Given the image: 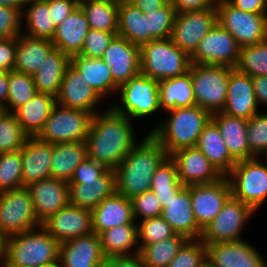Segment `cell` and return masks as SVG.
I'll list each match as a JSON object with an SVG mask.
<instances>
[{"instance_id":"obj_42","label":"cell","mask_w":267,"mask_h":267,"mask_svg":"<svg viewBox=\"0 0 267 267\" xmlns=\"http://www.w3.org/2000/svg\"><path fill=\"white\" fill-rule=\"evenodd\" d=\"M188 239L182 234H175L158 243L145 245L140 255L145 267H167Z\"/></svg>"},{"instance_id":"obj_53","label":"cell","mask_w":267,"mask_h":267,"mask_svg":"<svg viewBox=\"0 0 267 267\" xmlns=\"http://www.w3.org/2000/svg\"><path fill=\"white\" fill-rule=\"evenodd\" d=\"M23 22L19 10L0 6V39L18 37L23 32Z\"/></svg>"},{"instance_id":"obj_66","label":"cell","mask_w":267,"mask_h":267,"mask_svg":"<svg viewBox=\"0 0 267 267\" xmlns=\"http://www.w3.org/2000/svg\"><path fill=\"white\" fill-rule=\"evenodd\" d=\"M263 154L265 155L264 156L266 158L265 159V164L267 165V148L262 153H260V155L258 157L262 156Z\"/></svg>"},{"instance_id":"obj_28","label":"cell","mask_w":267,"mask_h":267,"mask_svg":"<svg viewBox=\"0 0 267 267\" xmlns=\"http://www.w3.org/2000/svg\"><path fill=\"white\" fill-rule=\"evenodd\" d=\"M88 31L89 26L86 15L81 7L78 6L56 28L51 41L56 49L61 50L71 58L81 53Z\"/></svg>"},{"instance_id":"obj_7","label":"cell","mask_w":267,"mask_h":267,"mask_svg":"<svg viewBox=\"0 0 267 267\" xmlns=\"http://www.w3.org/2000/svg\"><path fill=\"white\" fill-rule=\"evenodd\" d=\"M227 178L232 196L255 212L267 200V165L260 157L237 161Z\"/></svg>"},{"instance_id":"obj_40","label":"cell","mask_w":267,"mask_h":267,"mask_svg":"<svg viewBox=\"0 0 267 267\" xmlns=\"http://www.w3.org/2000/svg\"><path fill=\"white\" fill-rule=\"evenodd\" d=\"M117 35L138 46L147 43V17L134 4L119 5Z\"/></svg>"},{"instance_id":"obj_35","label":"cell","mask_w":267,"mask_h":267,"mask_svg":"<svg viewBox=\"0 0 267 267\" xmlns=\"http://www.w3.org/2000/svg\"><path fill=\"white\" fill-rule=\"evenodd\" d=\"M87 157L85 141L53 144L51 178L69 182L76 167Z\"/></svg>"},{"instance_id":"obj_50","label":"cell","mask_w":267,"mask_h":267,"mask_svg":"<svg viewBox=\"0 0 267 267\" xmlns=\"http://www.w3.org/2000/svg\"><path fill=\"white\" fill-rule=\"evenodd\" d=\"M247 140L250 152L255 157L267 148V112H258L248 120Z\"/></svg>"},{"instance_id":"obj_9","label":"cell","mask_w":267,"mask_h":267,"mask_svg":"<svg viewBox=\"0 0 267 267\" xmlns=\"http://www.w3.org/2000/svg\"><path fill=\"white\" fill-rule=\"evenodd\" d=\"M41 226L26 187L0 192V239Z\"/></svg>"},{"instance_id":"obj_45","label":"cell","mask_w":267,"mask_h":267,"mask_svg":"<svg viewBox=\"0 0 267 267\" xmlns=\"http://www.w3.org/2000/svg\"><path fill=\"white\" fill-rule=\"evenodd\" d=\"M144 15L147 17V43L171 37L176 10L170 0L160 9L149 11Z\"/></svg>"},{"instance_id":"obj_33","label":"cell","mask_w":267,"mask_h":267,"mask_svg":"<svg viewBox=\"0 0 267 267\" xmlns=\"http://www.w3.org/2000/svg\"><path fill=\"white\" fill-rule=\"evenodd\" d=\"M195 147L223 176H227L237 162L230 155L218 126L212 120L202 130Z\"/></svg>"},{"instance_id":"obj_56","label":"cell","mask_w":267,"mask_h":267,"mask_svg":"<svg viewBox=\"0 0 267 267\" xmlns=\"http://www.w3.org/2000/svg\"><path fill=\"white\" fill-rule=\"evenodd\" d=\"M48 6L57 28L79 6V0H48Z\"/></svg>"},{"instance_id":"obj_8","label":"cell","mask_w":267,"mask_h":267,"mask_svg":"<svg viewBox=\"0 0 267 267\" xmlns=\"http://www.w3.org/2000/svg\"><path fill=\"white\" fill-rule=\"evenodd\" d=\"M158 83L139 72L119 87L120 103L110 106L130 120L150 116L160 110Z\"/></svg>"},{"instance_id":"obj_57","label":"cell","mask_w":267,"mask_h":267,"mask_svg":"<svg viewBox=\"0 0 267 267\" xmlns=\"http://www.w3.org/2000/svg\"><path fill=\"white\" fill-rule=\"evenodd\" d=\"M102 267H145L142 256L135 254L131 256H112L105 259Z\"/></svg>"},{"instance_id":"obj_41","label":"cell","mask_w":267,"mask_h":267,"mask_svg":"<svg viewBox=\"0 0 267 267\" xmlns=\"http://www.w3.org/2000/svg\"><path fill=\"white\" fill-rule=\"evenodd\" d=\"M184 187L178 178L176 163L170 156H167L157 167L152 177L150 190L156 194L164 208V203L176 196Z\"/></svg>"},{"instance_id":"obj_4","label":"cell","mask_w":267,"mask_h":267,"mask_svg":"<svg viewBox=\"0 0 267 267\" xmlns=\"http://www.w3.org/2000/svg\"><path fill=\"white\" fill-rule=\"evenodd\" d=\"M60 243L42 226L5 238L2 256L19 267H45L59 262Z\"/></svg>"},{"instance_id":"obj_20","label":"cell","mask_w":267,"mask_h":267,"mask_svg":"<svg viewBox=\"0 0 267 267\" xmlns=\"http://www.w3.org/2000/svg\"><path fill=\"white\" fill-rule=\"evenodd\" d=\"M170 157L177 165L178 178L184 186L214 183L223 177L196 147L179 149Z\"/></svg>"},{"instance_id":"obj_30","label":"cell","mask_w":267,"mask_h":267,"mask_svg":"<svg viewBox=\"0 0 267 267\" xmlns=\"http://www.w3.org/2000/svg\"><path fill=\"white\" fill-rule=\"evenodd\" d=\"M70 65L102 99L118 92L119 87L114 83L109 67L101 58L75 55L70 58Z\"/></svg>"},{"instance_id":"obj_17","label":"cell","mask_w":267,"mask_h":267,"mask_svg":"<svg viewBox=\"0 0 267 267\" xmlns=\"http://www.w3.org/2000/svg\"><path fill=\"white\" fill-rule=\"evenodd\" d=\"M41 226L59 243L93 232L91 211L71 204L53 214Z\"/></svg>"},{"instance_id":"obj_14","label":"cell","mask_w":267,"mask_h":267,"mask_svg":"<svg viewBox=\"0 0 267 267\" xmlns=\"http://www.w3.org/2000/svg\"><path fill=\"white\" fill-rule=\"evenodd\" d=\"M240 49L237 40L217 23L200 41L190 56V62L235 68Z\"/></svg>"},{"instance_id":"obj_43","label":"cell","mask_w":267,"mask_h":267,"mask_svg":"<svg viewBox=\"0 0 267 267\" xmlns=\"http://www.w3.org/2000/svg\"><path fill=\"white\" fill-rule=\"evenodd\" d=\"M8 82V97L4 107L6 112H13L38 93L31 75L13 70L8 72Z\"/></svg>"},{"instance_id":"obj_12","label":"cell","mask_w":267,"mask_h":267,"mask_svg":"<svg viewBox=\"0 0 267 267\" xmlns=\"http://www.w3.org/2000/svg\"><path fill=\"white\" fill-rule=\"evenodd\" d=\"M254 213L249 205L231 195L216 217L204 227L200 239L205 244L243 240V226Z\"/></svg>"},{"instance_id":"obj_67","label":"cell","mask_w":267,"mask_h":267,"mask_svg":"<svg viewBox=\"0 0 267 267\" xmlns=\"http://www.w3.org/2000/svg\"><path fill=\"white\" fill-rule=\"evenodd\" d=\"M45 267H62L60 262H57L55 264L49 265V266H45Z\"/></svg>"},{"instance_id":"obj_11","label":"cell","mask_w":267,"mask_h":267,"mask_svg":"<svg viewBox=\"0 0 267 267\" xmlns=\"http://www.w3.org/2000/svg\"><path fill=\"white\" fill-rule=\"evenodd\" d=\"M218 23L245 47L267 40V14H255L232 6L227 0H216Z\"/></svg>"},{"instance_id":"obj_63","label":"cell","mask_w":267,"mask_h":267,"mask_svg":"<svg viewBox=\"0 0 267 267\" xmlns=\"http://www.w3.org/2000/svg\"><path fill=\"white\" fill-rule=\"evenodd\" d=\"M30 0H0V6H7L19 10L21 13Z\"/></svg>"},{"instance_id":"obj_47","label":"cell","mask_w":267,"mask_h":267,"mask_svg":"<svg viewBox=\"0 0 267 267\" xmlns=\"http://www.w3.org/2000/svg\"><path fill=\"white\" fill-rule=\"evenodd\" d=\"M24 187L21 150L0 153V192Z\"/></svg>"},{"instance_id":"obj_69","label":"cell","mask_w":267,"mask_h":267,"mask_svg":"<svg viewBox=\"0 0 267 267\" xmlns=\"http://www.w3.org/2000/svg\"><path fill=\"white\" fill-rule=\"evenodd\" d=\"M2 255V240L0 239V256Z\"/></svg>"},{"instance_id":"obj_21","label":"cell","mask_w":267,"mask_h":267,"mask_svg":"<svg viewBox=\"0 0 267 267\" xmlns=\"http://www.w3.org/2000/svg\"><path fill=\"white\" fill-rule=\"evenodd\" d=\"M104 101L71 65L66 69L56 103L95 115L97 106ZM98 104V105H97Z\"/></svg>"},{"instance_id":"obj_54","label":"cell","mask_w":267,"mask_h":267,"mask_svg":"<svg viewBox=\"0 0 267 267\" xmlns=\"http://www.w3.org/2000/svg\"><path fill=\"white\" fill-rule=\"evenodd\" d=\"M107 170L108 168L105 165L97 163L93 159L86 157L84 161L76 167L68 184H82V181L98 179Z\"/></svg>"},{"instance_id":"obj_49","label":"cell","mask_w":267,"mask_h":267,"mask_svg":"<svg viewBox=\"0 0 267 267\" xmlns=\"http://www.w3.org/2000/svg\"><path fill=\"white\" fill-rule=\"evenodd\" d=\"M167 267H207V248L201 239H188Z\"/></svg>"},{"instance_id":"obj_1","label":"cell","mask_w":267,"mask_h":267,"mask_svg":"<svg viewBox=\"0 0 267 267\" xmlns=\"http://www.w3.org/2000/svg\"><path fill=\"white\" fill-rule=\"evenodd\" d=\"M93 115L86 136L87 157L115 169L138 143L133 121L111 106Z\"/></svg>"},{"instance_id":"obj_68","label":"cell","mask_w":267,"mask_h":267,"mask_svg":"<svg viewBox=\"0 0 267 267\" xmlns=\"http://www.w3.org/2000/svg\"><path fill=\"white\" fill-rule=\"evenodd\" d=\"M6 112V109L3 106H0V117Z\"/></svg>"},{"instance_id":"obj_38","label":"cell","mask_w":267,"mask_h":267,"mask_svg":"<svg viewBox=\"0 0 267 267\" xmlns=\"http://www.w3.org/2000/svg\"><path fill=\"white\" fill-rule=\"evenodd\" d=\"M24 19L26 23L22 26L24 25L27 31L22 30L24 31L22 34L50 40L54 37L56 27L49 10L48 0H30L22 13V20Z\"/></svg>"},{"instance_id":"obj_36","label":"cell","mask_w":267,"mask_h":267,"mask_svg":"<svg viewBox=\"0 0 267 267\" xmlns=\"http://www.w3.org/2000/svg\"><path fill=\"white\" fill-rule=\"evenodd\" d=\"M159 104L162 110L192 107L196 105L190 72L159 81Z\"/></svg>"},{"instance_id":"obj_44","label":"cell","mask_w":267,"mask_h":267,"mask_svg":"<svg viewBox=\"0 0 267 267\" xmlns=\"http://www.w3.org/2000/svg\"><path fill=\"white\" fill-rule=\"evenodd\" d=\"M235 69L251 77L267 76V40L242 47Z\"/></svg>"},{"instance_id":"obj_3","label":"cell","mask_w":267,"mask_h":267,"mask_svg":"<svg viewBox=\"0 0 267 267\" xmlns=\"http://www.w3.org/2000/svg\"><path fill=\"white\" fill-rule=\"evenodd\" d=\"M169 117L149 132L165 149L168 156L182 148L195 147L212 114L195 105L167 111Z\"/></svg>"},{"instance_id":"obj_22","label":"cell","mask_w":267,"mask_h":267,"mask_svg":"<svg viewBox=\"0 0 267 267\" xmlns=\"http://www.w3.org/2000/svg\"><path fill=\"white\" fill-rule=\"evenodd\" d=\"M221 112L246 120L259 112L251 76L230 68L226 103Z\"/></svg>"},{"instance_id":"obj_65","label":"cell","mask_w":267,"mask_h":267,"mask_svg":"<svg viewBox=\"0 0 267 267\" xmlns=\"http://www.w3.org/2000/svg\"><path fill=\"white\" fill-rule=\"evenodd\" d=\"M111 1L118 5L133 2V0H111Z\"/></svg>"},{"instance_id":"obj_61","label":"cell","mask_w":267,"mask_h":267,"mask_svg":"<svg viewBox=\"0 0 267 267\" xmlns=\"http://www.w3.org/2000/svg\"><path fill=\"white\" fill-rule=\"evenodd\" d=\"M169 0H133L134 4L143 13L157 10L163 7Z\"/></svg>"},{"instance_id":"obj_51","label":"cell","mask_w":267,"mask_h":267,"mask_svg":"<svg viewBox=\"0 0 267 267\" xmlns=\"http://www.w3.org/2000/svg\"><path fill=\"white\" fill-rule=\"evenodd\" d=\"M117 32H107L89 29L85 36L83 48L79 55L89 58H101Z\"/></svg>"},{"instance_id":"obj_29","label":"cell","mask_w":267,"mask_h":267,"mask_svg":"<svg viewBox=\"0 0 267 267\" xmlns=\"http://www.w3.org/2000/svg\"><path fill=\"white\" fill-rule=\"evenodd\" d=\"M211 120L218 126L230 155L236 161L255 158L248 146V120L232 117L223 112L213 113Z\"/></svg>"},{"instance_id":"obj_58","label":"cell","mask_w":267,"mask_h":267,"mask_svg":"<svg viewBox=\"0 0 267 267\" xmlns=\"http://www.w3.org/2000/svg\"><path fill=\"white\" fill-rule=\"evenodd\" d=\"M176 12L203 10L216 6V0H170Z\"/></svg>"},{"instance_id":"obj_10","label":"cell","mask_w":267,"mask_h":267,"mask_svg":"<svg viewBox=\"0 0 267 267\" xmlns=\"http://www.w3.org/2000/svg\"><path fill=\"white\" fill-rule=\"evenodd\" d=\"M93 114L55 104L38 138L47 143L85 141Z\"/></svg>"},{"instance_id":"obj_24","label":"cell","mask_w":267,"mask_h":267,"mask_svg":"<svg viewBox=\"0 0 267 267\" xmlns=\"http://www.w3.org/2000/svg\"><path fill=\"white\" fill-rule=\"evenodd\" d=\"M53 144L36 137H28L21 149L24 187L51 177Z\"/></svg>"},{"instance_id":"obj_2","label":"cell","mask_w":267,"mask_h":267,"mask_svg":"<svg viewBox=\"0 0 267 267\" xmlns=\"http://www.w3.org/2000/svg\"><path fill=\"white\" fill-rule=\"evenodd\" d=\"M167 156L165 149L148 133L114 169L115 192L133 199L150 190L152 177Z\"/></svg>"},{"instance_id":"obj_46","label":"cell","mask_w":267,"mask_h":267,"mask_svg":"<svg viewBox=\"0 0 267 267\" xmlns=\"http://www.w3.org/2000/svg\"><path fill=\"white\" fill-rule=\"evenodd\" d=\"M28 137L12 112L0 117V153L21 150Z\"/></svg>"},{"instance_id":"obj_23","label":"cell","mask_w":267,"mask_h":267,"mask_svg":"<svg viewBox=\"0 0 267 267\" xmlns=\"http://www.w3.org/2000/svg\"><path fill=\"white\" fill-rule=\"evenodd\" d=\"M105 259L99 235L94 232L60 243L59 246L62 267H102Z\"/></svg>"},{"instance_id":"obj_6","label":"cell","mask_w":267,"mask_h":267,"mask_svg":"<svg viewBox=\"0 0 267 267\" xmlns=\"http://www.w3.org/2000/svg\"><path fill=\"white\" fill-rule=\"evenodd\" d=\"M189 72L196 105L211 114L221 112L226 103L230 67L191 63Z\"/></svg>"},{"instance_id":"obj_48","label":"cell","mask_w":267,"mask_h":267,"mask_svg":"<svg viewBox=\"0 0 267 267\" xmlns=\"http://www.w3.org/2000/svg\"><path fill=\"white\" fill-rule=\"evenodd\" d=\"M138 245L141 249L145 245L158 243L174 236L176 232L162 216L146 218L137 221Z\"/></svg>"},{"instance_id":"obj_60","label":"cell","mask_w":267,"mask_h":267,"mask_svg":"<svg viewBox=\"0 0 267 267\" xmlns=\"http://www.w3.org/2000/svg\"><path fill=\"white\" fill-rule=\"evenodd\" d=\"M252 82L258 106L260 103L267 107V76L252 77Z\"/></svg>"},{"instance_id":"obj_55","label":"cell","mask_w":267,"mask_h":267,"mask_svg":"<svg viewBox=\"0 0 267 267\" xmlns=\"http://www.w3.org/2000/svg\"><path fill=\"white\" fill-rule=\"evenodd\" d=\"M17 37L0 39V72L14 70Z\"/></svg>"},{"instance_id":"obj_52","label":"cell","mask_w":267,"mask_h":267,"mask_svg":"<svg viewBox=\"0 0 267 267\" xmlns=\"http://www.w3.org/2000/svg\"><path fill=\"white\" fill-rule=\"evenodd\" d=\"M132 200L133 217L137 222L140 220L160 216L162 214V205L158 197L151 190L135 196Z\"/></svg>"},{"instance_id":"obj_27","label":"cell","mask_w":267,"mask_h":267,"mask_svg":"<svg viewBox=\"0 0 267 267\" xmlns=\"http://www.w3.org/2000/svg\"><path fill=\"white\" fill-rule=\"evenodd\" d=\"M68 185L69 204L91 211L115 192V172L108 169L98 179Z\"/></svg>"},{"instance_id":"obj_5","label":"cell","mask_w":267,"mask_h":267,"mask_svg":"<svg viewBox=\"0 0 267 267\" xmlns=\"http://www.w3.org/2000/svg\"><path fill=\"white\" fill-rule=\"evenodd\" d=\"M190 56L180 50L171 38L151 40L140 46V72L162 81L189 72Z\"/></svg>"},{"instance_id":"obj_34","label":"cell","mask_w":267,"mask_h":267,"mask_svg":"<svg viewBox=\"0 0 267 267\" xmlns=\"http://www.w3.org/2000/svg\"><path fill=\"white\" fill-rule=\"evenodd\" d=\"M69 65L70 57L61 50L54 48L32 76L37 91L56 97L59 94L61 83Z\"/></svg>"},{"instance_id":"obj_37","label":"cell","mask_w":267,"mask_h":267,"mask_svg":"<svg viewBox=\"0 0 267 267\" xmlns=\"http://www.w3.org/2000/svg\"><path fill=\"white\" fill-rule=\"evenodd\" d=\"M99 238L103 254L106 258L112 256H131L140 253L137 245L139 244L137 224L115 226L101 232ZM131 250H134L133 253Z\"/></svg>"},{"instance_id":"obj_31","label":"cell","mask_w":267,"mask_h":267,"mask_svg":"<svg viewBox=\"0 0 267 267\" xmlns=\"http://www.w3.org/2000/svg\"><path fill=\"white\" fill-rule=\"evenodd\" d=\"M56 97L38 92L27 103L16 108L12 113L29 137H36L42 131L50 116Z\"/></svg>"},{"instance_id":"obj_62","label":"cell","mask_w":267,"mask_h":267,"mask_svg":"<svg viewBox=\"0 0 267 267\" xmlns=\"http://www.w3.org/2000/svg\"><path fill=\"white\" fill-rule=\"evenodd\" d=\"M8 72H0V106L5 107L8 97Z\"/></svg>"},{"instance_id":"obj_39","label":"cell","mask_w":267,"mask_h":267,"mask_svg":"<svg viewBox=\"0 0 267 267\" xmlns=\"http://www.w3.org/2000/svg\"><path fill=\"white\" fill-rule=\"evenodd\" d=\"M89 29L118 32L119 5L111 0H79Z\"/></svg>"},{"instance_id":"obj_18","label":"cell","mask_w":267,"mask_h":267,"mask_svg":"<svg viewBox=\"0 0 267 267\" xmlns=\"http://www.w3.org/2000/svg\"><path fill=\"white\" fill-rule=\"evenodd\" d=\"M26 188L31 195L36 218L40 224L69 204L67 181L50 177L33 182Z\"/></svg>"},{"instance_id":"obj_25","label":"cell","mask_w":267,"mask_h":267,"mask_svg":"<svg viewBox=\"0 0 267 267\" xmlns=\"http://www.w3.org/2000/svg\"><path fill=\"white\" fill-rule=\"evenodd\" d=\"M93 232H101L123 224H137L133 217L132 200L114 192L91 210Z\"/></svg>"},{"instance_id":"obj_16","label":"cell","mask_w":267,"mask_h":267,"mask_svg":"<svg viewBox=\"0 0 267 267\" xmlns=\"http://www.w3.org/2000/svg\"><path fill=\"white\" fill-rule=\"evenodd\" d=\"M205 245L207 267H267L260 252L244 239Z\"/></svg>"},{"instance_id":"obj_64","label":"cell","mask_w":267,"mask_h":267,"mask_svg":"<svg viewBox=\"0 0 267 267\" xmlns=\"http://www.w3.org/2000/svg\"><path fill=\"white\" fill-rule=\"evenodd\" d=\"M0 267H19L8 262L2 255L0 256Z\"/></svg>"},{"instance_id":"obj_15","label":"cell","mask_w":267,"mask_h":267,"mask_svg":"<svg viewBox=\"0 0 267 267\" xmlns=\"http://www.w3.org/2000/svg\"><path fill=\"white\" fill-rule=\"evenodd\" d=\"M190 190L191 207L198 226L203 230L220 212L232 195L227 176L214 183L186 186Z\"/></svg>"},{"instance_id":"obj_26","label":"cell","mask_w":267,"mask_h":267,"mask_svg":"<svg viewBox=\"0 0 267 267\" xmlns=\"http://www.w3.org/2000/svg\"><path fill=\"white\" fill-rule=\"evenodd\" d=\"M161 216L177 234H182L187 239H200L202 229L194 218L190 190L186 186L164 203Z\"/></svg>"},{"instance_id":"obj_13","label":"cell","mask_w":267,"mask_h":267,"mask_svg":"<svg viewBox=\"0 0 267 267\" xmlns=\"http://www.w3.org/2000/svg\"><path fill=\"white\" fill-rule=\"evenodd\" d=\"M218 23L217 7L176 12L171 33L172 42L191 56L200 41Z\"/></svg>"},{"instance_id":"obj_32","label":"cell","mask_w":267,"mask_h":267,"mask_svg":"<svg viewBox=\"0 0 267 267\" xmlns=\"http://www.w3.org/2000/svg\"><path fill=\"white\" fill-rule=\"evenodd\" d=\"M54 48L50 39L20 34L17 37L14 71L33 76Z\"/></svg>"},{"instance_id":"obj_59","label":"cell","mask_w":267,"mask_h":267,"mask_svg":"<svg viewBox=\"0 0 267 267\" xmlns=\"http://www.w3.org/2000/svg\"><path fill=\"white\" fill-rule=\"evenodd\" d=\"M232 6L242 11L267 14V3L265 0H227Z\"/></svg>"},{"instance_id":"obj_19","label":"cell","mask_w":267,"mask_h":267,"mask_svg":"<svg viewBox=\"0 0 267 267\" xmlns=\"http://www.w3.org/2000/svg\"><path fill=\"white\" fill-rule=\"evenodd\" d=\"M101 59L109 67L118 87L140 72V46L118 35L104 51Z\"/></svg>"}]
</instances>
